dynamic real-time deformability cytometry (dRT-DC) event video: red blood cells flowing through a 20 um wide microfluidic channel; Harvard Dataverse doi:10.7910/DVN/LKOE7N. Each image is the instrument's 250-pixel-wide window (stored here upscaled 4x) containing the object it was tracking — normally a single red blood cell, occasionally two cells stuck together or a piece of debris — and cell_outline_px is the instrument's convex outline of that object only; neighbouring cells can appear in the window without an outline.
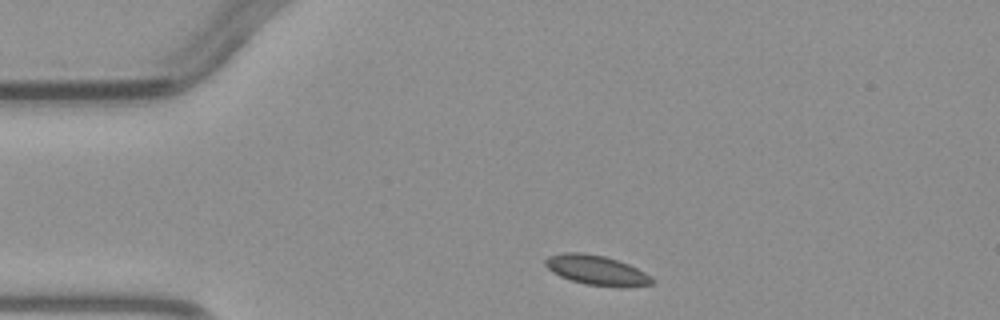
{"species": "common noctule bat (a hibernating species)", "species_latin": "Nyctalus noctula", "temperature_condition": "warm", "stored_images_in_passage": 2, "camera_frame_rate_fps": 3000, "um_per_image_px": 0.085, "animal": {"sex": "male", "body_mass_g": 23.1, "forearm_length_mm": 52.7}, "frame": {"image": 1, "passage_image": 1, "time_ms": 0.0, "image_size_px": [1000, 320], "cell_outline_px": [[656, 280], [652, 284], [584, 284], [560, 276], [552, 272], [544, 264], [544, 260], [548, 256], [560, 252], [584, 252], [604, 256], [628, 264], [652, 276]], "centroid_in_image_um": [50.6, 22.9], "position_along_channel_um": 34.4, "area_um2": 17.74}}